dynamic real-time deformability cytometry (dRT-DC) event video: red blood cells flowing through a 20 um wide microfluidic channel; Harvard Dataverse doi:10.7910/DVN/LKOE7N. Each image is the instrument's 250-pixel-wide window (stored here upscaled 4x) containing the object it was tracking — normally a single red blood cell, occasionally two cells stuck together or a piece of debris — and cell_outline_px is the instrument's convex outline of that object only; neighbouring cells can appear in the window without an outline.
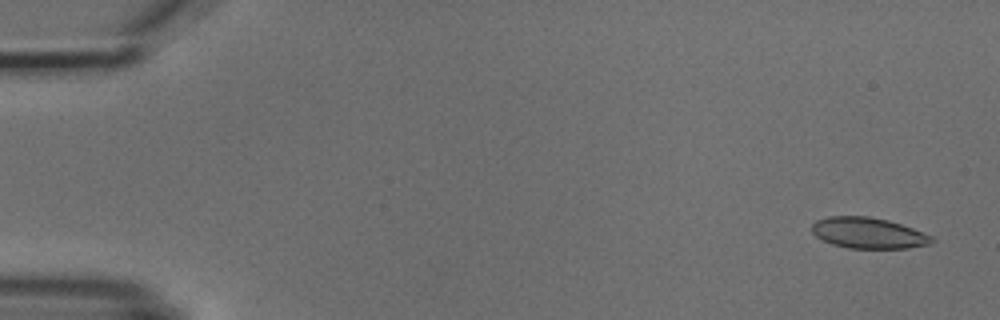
{"species": "common noctule bat (a hibernating species)", "species_latin": "Nyctalus noctula", "temperature_condition": "cold", "stored_images_in_passage": 5, "camera_frame_rate_fps": 3000, "um_per_image_px": 0.085, "animal": {"sex": "male", "body_mass_g": 18.8}, "frame": {"image": 1, "passage_image": 1, "time_ms": 0.0, "image_size_px": [1000, 320], "cell_outline_px": [[936, 240], [928, 244], [908, 248], [848, 248], [832, 244], [816, 236], [812, 232], [812, 224], [816, 220], [828, 216], [868, 216], [888, 220], [924, 232], [932, 236]], "centroid_in_image_um": [73.8, 19.8], "position_along_channel_um": 11.2, "area_um2": 21.56}}